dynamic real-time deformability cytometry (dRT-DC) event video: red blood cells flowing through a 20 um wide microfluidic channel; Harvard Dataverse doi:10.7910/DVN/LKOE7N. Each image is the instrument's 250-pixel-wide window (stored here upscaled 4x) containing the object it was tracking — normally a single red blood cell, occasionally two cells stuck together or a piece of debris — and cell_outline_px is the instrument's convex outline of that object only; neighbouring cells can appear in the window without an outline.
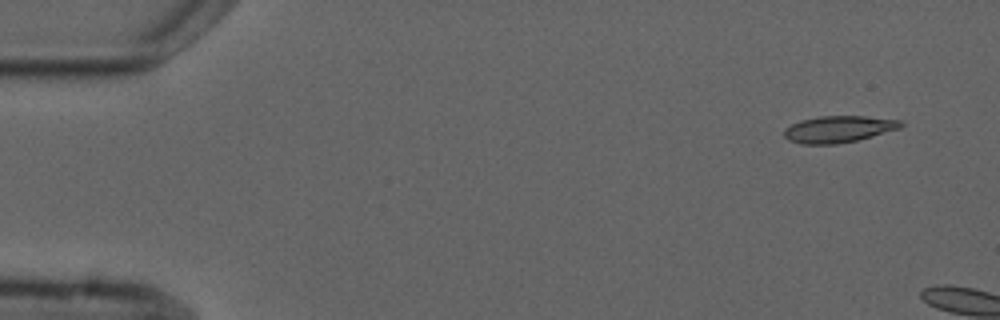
{"species": "common noctule bat (a hibernating species)", "species_latin": "Nyctalus noctula", "temperature_condition": "cold", "stored_images_in_passage": 2, "camera_frame_rate_fps": 3000, "um_per_image_px": 0.085, "animal": {"sex": "male", "forearm_length_mm": 52.5}, "frame": {"image": 1, "passage_image": 1, "time_ms": 0.0, "image_size_px": [1000, 320], "cell_outline_px": [[904, 124], [900, 128], [872, 136], [856, 140], [836, 144], [800, 144], [788, 140], [784, 136], [784, 128], [800, 120], [820, 116], [864, 116], [900, 120]], "centroid_in_image_um": [71.24, 10.98], "position_along_channel_um": 13.8, "area_um2": 18.09}}